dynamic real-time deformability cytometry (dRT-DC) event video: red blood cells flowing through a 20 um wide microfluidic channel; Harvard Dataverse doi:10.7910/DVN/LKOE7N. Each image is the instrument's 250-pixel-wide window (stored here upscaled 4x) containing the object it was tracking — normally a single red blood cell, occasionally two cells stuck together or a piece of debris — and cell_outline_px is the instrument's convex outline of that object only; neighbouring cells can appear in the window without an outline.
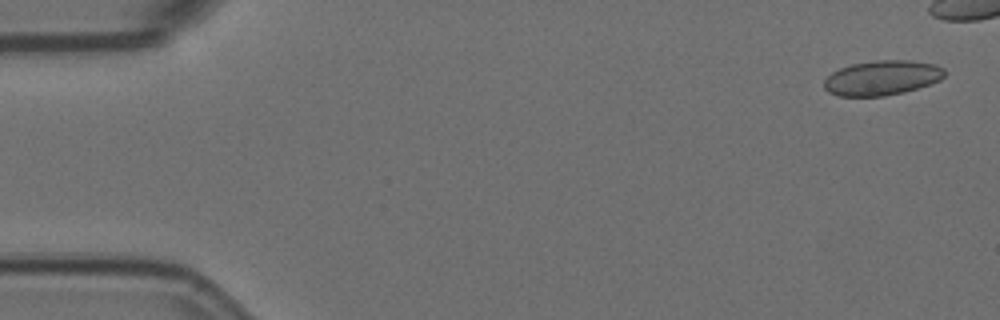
{"species": "Egyptian fruit bat (a non-hibernating species)", "species_latin": "Rousettus aegyptiacus", "temperature_condition": "room temperature", "stored_images_in_passage": 6, "camera_frame_rate_fps": 3000, "um_per_image_px": 0.085, "animal": {"sex": "female"}, "frame": {"image": 1, "passage_image": 1, "time_ms": 0.0, "image_size_px": [1000, 320], "cell_outline_px": [[944, 76], [940, 80], [904, 92], [884, 96], [840, 96], [828, 92], [824, 88], [824, 80], [832, 72], [840, 68], [852, 64], [876, 60], [908, 60], [936, 64], [944, 68]], "centroid_in_image_um": [74.96, 6.61], "position_along_channel_um": 10.0, "area_um2": 24.33}}
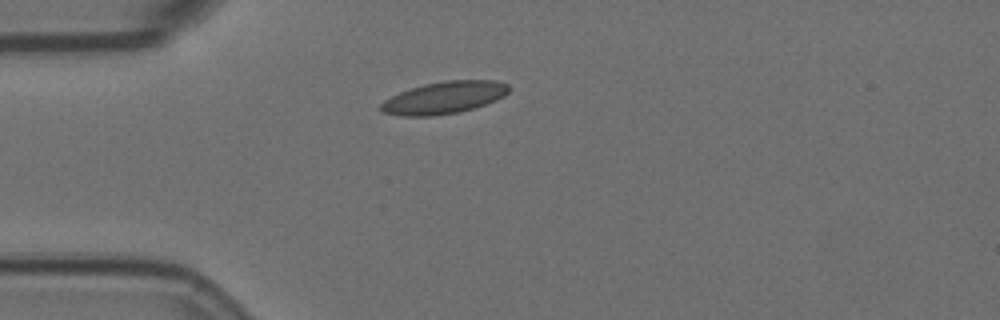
{"frame": {"image": 2, "passage_image": 6, "time_ms": 1.667, "image_size_px": [1000, 320], "cell_outline_px": [[508, 92], [504, 96], [496, 100], [472, 108], [456, 112], [432, 116], [404, 116], [384, 112], [380, 108], [380, 104], [384, 100], [400, 92], [424, 84], [444, 80], [496, 80], [508, 84]], "centroid_in_image_um": [37.75, 8.29], "position_along_channel_um": 47.2, "area_um2": 23.7}}